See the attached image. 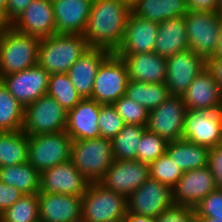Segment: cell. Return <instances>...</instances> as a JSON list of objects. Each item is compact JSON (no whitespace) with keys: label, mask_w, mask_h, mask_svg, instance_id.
Returning a JSON list of instances; mask_svg holds the SVG:
<instances>
[{"label":"cell","mask_w":222,"mask_h":222,"mask_svg":"<svg viewBox=\"0 0 222 222\" xmlns=\"http://www.w3.org/2000/svg\"><path fill=\"white\" fill-rule=\"evenodd\" d=\"M215 189V177L209 166L189 170L183 172L178 183L172 188L173 203L195 207Z\"/></svg>","instance_id":"e0dca14e"},{"label":"cell","mask_w":222,"mask_h":222,"mask_svg":"<svg viewBox=\"0 0 222 222\" xmlns=\"http://www.w3.org/2000/svg\"><path fill=\"white\" fill-rule=\"evenodd\" d=\"M189 11L212 12L220 11L218 0H187Z\"/></svg>","instance_id":"ee69618b"},{"label":"cell","mask_w":222,"mask_h":222,"mask_svg":"<svg viewBox=\"0 0 222 222\" xmlns=\"http://www.w3.org/2000/svg\"><path fill=\"white\" fill-rule=\"evenodd\" d=\"M207 67L213 72L217 84L222 89V57H212L207 61Z\"/></svg>","instance_id":"bcb514c9"},{"label":"cell","mask_w":222,"mask_h":222,"mask_svg":"<svg viewBox=\"0 0 222 222\" xmlns=\"http://www.w3.org/2000/svg\"><path fill=\"white\" fill-rule=\"evenodd\" d=\"M194 212L202 218L222 219V190L215 189L209 193L194 207Z\"/></svg>","instance_id":"ab89813d"},{"label":"cell","mask_w":222,"mask_h":222,"mask_svg":"<svg viewBox=\"0 0 222 222\" xmlns=\"http://www.w3.org/2000/svg\"><path fill=\"white\" fill-rule=\"evenodd\" d=\"M131 12L140 18L157 23L185 16L189 10L187 0H137Z\"/></svg>","instance_id":"4316f807"},{"label":"cell","mask_w":222,"mask_h":222,"mask_svg":"<svg viewBox=\"0 0 222 222\" xmlns=\"http://www.w3.org/2000/svg\"><path fill=\"white\" fill-rule=\"evenodd\" d=\"M23 195L20 190L0 181V214L10 208Z\"/></svg>","instance_id":"7bdbcfd3"},{"label":"cell","mask_w":222,"mask_h":222,"mask_svg":"<svg viewBox=\"0 0 222 222\" xmlns=\"http://www.w3.org/2000/svg\"><path fill=\"white\" fill-rule=\"evenodd\" d=\"M188 222H206L204 218L198 216L195 212L189 218Z\"/></svg>","instance_id":"f907efd6"},{"label":"cell","mask_w":222,"mask_h":222,"mask_svg":"<svg viewBox=\"0 0 222 222\" xmlns=\"http://www.w3.org/2000/svg\"><path fill=\"white\" fill-rule=\"evenodd\" d=\"M125 126L113 104H101L98 127L100 137L112 139Z\"/></svg>","instance_id":"f35d334b"},{"label":"cell","mask_w":222,"mask_h":222,"mask_svg":"<svg viewBox=\"0 0 222 222\" xmlns=\"http://www.w3.org/2000/svg\"><path fill=\"white\" fill-rule=\"evenodd\" d=\"M206 222H222V219L204 218Z\"/></svg>","instance_id":"816d5d0a"},{"label":"cell","mask_w":222,"mask_h":222,"mask_svg":"<svg viewBox=\"0 0 222 222\" xmlns=\"http://www.w3.org/2000/svg\"><path fill=\"white\" fill-rule=\"evenodd\" d=\"M194 213V207L175 205L165 209L155 218L156 222H188Z\"/></svg>","instance_id":"60d3db41"},{"label":"cell","mask_w":222,"mask_h":222,"mask_svg":"<svg viewBox=\"0 0 222 222\" xmlns=\"http://www.w3.org/2000/svg\"><path fill=\"white\" fill-rule=\"evenodd\" d=\"M208 166L215 177L217 189L222 190V143L210 149Z\"/></svg>","instance_id":"b9f144b4"},{"label":"cell","mask_w":222,"mask_h":222,"mask_svg":"<svg viewBox=\"0 0 222 222\" xmlns=\"http://www.w3.org/2000/svg\"><path fill=\"white\" fill-rule=\"evenodd\" d=\"M210 149L184 139L168 142L166 153L182 172L208 166Z\"/></svg>","instance_id":"83f0119b"},{"label":"cell","mask_w":222,"mask_h":222,"mask_svg":"<svg viewBox=\"0 0 222 222\" xmlns=\"http://www.w3.org/2000/svg\"><path fill=\"white\" fill-rule=\"evenodd\" d=\"M128 81L125 62L112 53L101 64L96 74L91 99L100 104H113L125 95Z\"/></svg>","instance_id":"9c48e42d"},{"label":"cell","mask_w":222,"mask_h":222,"mask_svg":"<svg viewBox=\"0 0 222 222\" xmlns=\"http://www.w3.org/2000/svg\"><path fill=\"white\" fill-rule=\"evenodd\" d=\"M8 0H0V7L4 8L6 11V5H7Z\"/></svg>","instance_id":"f5cc1de1"},{"label":"cell","mask_w":222,"mask_h":222,"mask_svg":"<svg viewBox=\"0 0 222 222\" xmlns=\"http://www.w3.org/2000/svg\"><path fill=\"white\" fill-rule=\"evenodd\" d=\"M149 178V164L138 160H114L98 183L127 198Z\"/></svg>","instance_id":"9a60e30c"},{"label":"cell","mask_w":222,"mask_h":222,"mask_svg":"<svg viewBox=\"0 0 222 222\" xmlns=\"http://www.w3.org/2000/svg\"><path fill=\"white\" fill-rule=\"evenodd\" d=\"M101 104L91 98L82 99L68 111L66 132L72 140L99 138Z\"/></svg>","instance_id":"cb8c5ba5"},{"label":"cell","mask_w":222,"mask_h":222,"mask_svg":"<svg viewBox=\"0 0 222 222\" xmlns=\"http://www.w3.org/2000/svg\"><path fill=\"white\" fill-rule=\"evenodd\" d=\"M218 4L220 7H222V0H218Z\"/></svg>","instance_id":"11a10c76"},{"label":"cell","mask_w":222,"mask_h":222,"mask_svg":"<svg viewBox=\"0 0 222 222\" xmlns=\"http://www.w3.org/2000/svg\"><path fill=\"white\" fill-rule=\"evenodd\" d=\"M118 115L124 120L125 124L146 126L149 118V111L136 101L121 96L113 103Z\"/></svg>","instance_id":"8d00e7d4"},{"label":"cell","mask_w":222,"mask_h":222,"mask_svg":"<svg viewBox=\"0 0 222 222\" xmlns=\"http://www.w3.org/2000/svg\"><path fill=\"white\" fill-rule=\"evenodd\" d=\"M125 95L142 105L148 111L159 107L171 95L165 83H145L139 81H128Z\"/></svg>","instance_id":"f546056e"},{"label":"cell","mask_w":222,"mask_h":222,"mask_svg":"<svg viewBox=\"0 0 222 222\" xmlns=\"http://www.w3.org/2000/svg\"><path fill=\"white\" fill-rule=\"evenodd\" d=\"M221 24L220 11H189L185 15L189 49L206 61L216 55Z\"/></svg>","instance_id":"8992f818"},{"label":"cell","mask_w":222,"mask_h":222,"mask_svg":"<svg viewBox=\"0 0 222 222\" xmlns=\"http://www.w3.org/2000/svg\"><path fill=\"white\" fill-rule=\"evenodd\" d=\"M127 214V198L100 183H89L82 197L81 222H117Z\"/></svg>","instance_id":"5b68a950"},{"label":"cell","mask_w":222,"mask_h":222,"mask_svg":"<svg viewBox=\"0 0 222 222\" xmlns=\"http://www.w3.org/2000/svg\"><path fill=\"white\" fill-rule=\"evenodd\" d=\"M39 222H81L82 197L40 192Z\"/></svg>","instance_id":"44dd1931"},{"label":"cell","mask_w":222,"mask_h":222,"mask_svg":"<svg viewBox=\"0 0 222 222\" xmlns=\"http://www.w3.org/2000/svg\"><path fill=\"white\" fill-rule=\"evenodd\" d=\"M146 126L125 124L111 139L114 160H138V145Z\"/></svg>","instance_id":"1f68e13d"},{"label":"cell","mask_w":222,"mask_h":222,"mask_svg":"<svg viewBox=\"0 0 222 222\" xmlns=\"http://www.w3.org/2000/svg\"><path fill=\"white\" fill-rule=\"evenodd\" d=\"M149 174L150 179L166 184L172 189L178 183L183 172L165 153L149 164Z\"/></svg>","instance_id":"d590c367"},{"label":"cell","mask_w":222,"mask_h":222,"mask_svg":"<svg viewBox=\"0 0 222 222\" xmlns=\"http://www.w3.org/2000/svg\"><path fill=\"white\" fill-rule=\"evenodd\" d=\"M186 112L181 96L171 95L159 107L149 111L146 129L167 142L181 140Z\"/></svg>","instance_id":"30bf717a"},{"label":"cell","mask_w":222,"mask_h":222,"mask_svg":"<svg viewBox=\"0 0 222 222\" xmlns=\"http://www.w3.org/2000/svg\"><path fill=\"white\" fill-rule=\"evenodd\" d=\"M12 27V22L8 19L4 8L0 7V36Z\"/></svg>","instance_id":"7dc6e473"},{"label":"cell","mask_w":222,"mask_h":222,"mask_svg":"<svg viewBox=\"0 0 222 222\" xmlns=\"http://www.w3.org/2000/svg\"><path fill=\"white\" fill-rule=\"evenodd\" d=\"M112 53L106 48L91 47L66 73L82 99L92 98L96 74L101 64Z\"/></svg>","instance_id":"7402d4cb"},{"label":"cell","mask_w":222,"mask_h":222,"mask_svg":"<svg viewBox=\"0 0 222 222\" xmlns=\"http://www.w3.org/2000/svg\"><path fill=\"white\" fill-rule=\"evenodd\" d=\"M90 48L83 35L56 33L40 40L37 64L50 75L67 73L71 66Z\"/></svg>","instance_id":"7a4b0ae2"},{"label":"cell","mask_w":222,"mask_h":222,"mask_svg":"<svg viewBox=\"0 0 222 222\" xmlns=\"http://www.w3.org/2000/svg\"><path fill=\"white\" fill-rule=\"evenodd\" d=\"M116 56L125 62L130 80L152 84L165 83L166 57L156 52Z\"/></svg>","instance_id":"d4e9b609"},{"label":"cell","mask_w":222,"mask_h":222,"mask_svg":"<svg viewBox=\"0 0 222 222\" xmlns=\"http://www.w3.org/2000/svg\"><path fill=\"white\" fill-rule=\"evenodd\" d=\"M33 0H8L6 14L8 19L13 22Z\"/></svg>","instance_id":"f6af8a7d"},{"label":"cell","mask_w":222,"mask_h":222,"mask_svg":"<svg viewBox=\"0 0 222 222\" xmlns=\"http://www.w3.org/2000/svg\"><path fill=\"white\" fill-rule=\"evenodd\" d=\"M40 40L13 27L0 36V78L36 66Z\"/></svg>","instance_id":"277c9868"},{"label":"cell","mask_w":222,"mask_h":222,"mask_svg":"<svg viewBox=\"0 0 222 222\" xmlns=\"http://www.w3.org/2000/svg\"><path fill=\"white\" fill-rule=\"evenodd\" d=\"M188 49L185 16L159 23L154 52L167 58Z\"/></svg>","instance_id":"484cf974"},{"label":"cell","mask_w":222,"mask_h":222,"mask_svg":"<svg viewBox=\"0 0 222 222\" xmlns=\"http://www.w3.org/2000/svg\"><path fill=\"white\" fill-rule=\"evenodd\" d=\"M221 130H222V110H221Z\"/></svg>","instance_id":"9f6ffc18"},{"label":"cell","mask_w":222,"mask_h":222,"mask_svg":"<svg viewBox=\"0 0 222 222\" xmlns=\"http://www.w3.org/2000/svg\"><path fill=\"white\" fill-rule=\"evenodd\" d=\"M219 40L218 45L216 49V55L214 57H222V18H221V24L219 29Z\"/></svg>","instance_id":"681fc988"},{"label":"cell","mask_w":222,"mask_h":222,"mask_svg":"<svg viewBox=\"0 0 222 222\" xmlns=\"http://www.w3.org/2000/svg\"><path fill=\"white\" fill-rule=\"evenodd\" d=\"M0 222H39L38 194H24L0 214Z\"/></svg>","instance_id":"e575fe53"},{"label":"cell","mask_w":222,"mask_h":222,"mask_svg":"<svg viewBox=\"0 0 222 222\" xmlns=\"http://www.w3.org/2000/svg\"><path fill=\"white\" fill-rule=\"evenodd\" d=\"M70 160L89 183H98L114 162L111 139L72 140Z\"/></svg>","instance_id":"3957f363"},{"label":"cell","mask_w":222,"mask_h":222,"mask_svg":"<svg viewBox=\"0 0 222 222\" xmlns=\"http://www.w3.org/2000/svg\"><path fill=\"white\" fill-rule=\"evenodd\" d=\"M28 161V136L22 131L0 132V167Z\"/></svg>","instance_id":"4dcf8cb0"},{"label":"cell","mask_w":222,"mask_h":222,"mask_svg":"<svg viewBox=\"0 0 222 222\" xmlns=\"http://www.w3.org/2000/svg\"><path fill=\"white\" fill-rule=\"evenodd\" d=\"M12 27L23 34L40 39L56 34L51 0H33L12 22Z\"/></svg>","instance_id":"ac0fdd59"},{"label":"cell","mask_w":222,"mask_h":222,"mask_svg":"<svg viewBox=\"0 0 222 222\" xmlns=\"http://www.w3.org/2000/svg\"><path fill=\"white\" fill-rule=\"evenodd\" d=\"M89 181L71 160L51 167L40 174V192L83 197Z\"/></svg>","instance_id":"2e32d148"},{"label":"cell","mask_w":222,"mask_h":222,"mask_svg":"<svg viewBox=\"0 0 222 222\" xmlns=\"http://www.w3.org/2000/svg\"><path fill=\"white\" fill-rule=\"evenodd\" d=\"M0 181L23 194L40 193V173L27 161L24 164L0 167Z\"/></svg>","instance_id":"f1b7e54d"},{"label":"cell","mask_w":222,"mask_h":222,"mask_svg":"<svg viewBox=\"0 0 222 222\" xmlns=\"http://www.w3.org/2000/svg\"><path fill=\"white\" fill-rule=\"evenodd\" d=\"M23 120L24 107L0 81V132L22 130Z\"/></svg>","instance_id":"d6a6232c"},{"label":"cell","mask_w":222,"mask_h":222,"mask_svg":"<svg viewBox=\"0 0 222 222\" xmlns=\"http://www.w3.org/2000/svg\"><path fill=\"white\" fill-rule=\"evenodd\" d=\"M122 1L132 6L137 0H122Z\"/></svg>","instance_id":"db71d44e"},{"label":"cell","mask_w":222,"mask_h":222,"mask_svg":"<svg viewBox=\"0 0 222 222\" xmlns=\"http://www.w3.org/2000/svg\"><path fill=\"white\" fill-rule=\"evenodd\" d=\"M47 94L53 97L67 112L82 100L66 73L50 75Z\"/></svg>","instance_id":"836d02e7"},{"label":"cell","mask_w":222,"mask_h":222,"mask_svg":"<svg viewBox=\"0 0 222 222\" xmlns=\"http://www.w3.org/2000/svg\"><path fill=\"white\" fill-rule=\"evenodd\" d=\"M205 67L207 61L191 49L167 57L165 84L170 95L182 96Z\"/></svg>","instance_id":"4fadbf2b"},{"label":"cell","mask_w":222,"mask_h":222,"mask_svg":"<svg viewBox=\"0 0 222 222\" xmlns=\"http://www.w3.org/2000/svg\"><path fill=\"white\" fill-rule=\"evenodd\" d=\"M50 74L38 64L23 71L5 75L0 81L8 92L23 106L47 94Z\"/></svg>","instance_id":"8fae6325"},{"label":"cell","mask_w":222,"mask_h":222,"mask_svg":"<svg viewBox=\"0 0 222 222\" xmlns=\"http://www.w3.org/2000/svg\"><path fill=\"white\" fill-rule=\"evenodd\" d=\"M181 98L187 110H222V89L208 67L197 75Z\"/></svg>","instance_id":"d6986e66"},{"label":"cell","mask_w":222,"mask_h":222,"mask_svg":"<svg viewBox=\"0 0 222 222\" xmlns=\"http://www.w3.org/2000/svg\"><path fill=\"white\" fill-rule=\"evenodd\" d=\"M131 6L122 0H93L83 36L90 47L114 52L121 44Z\"/></svg>","instance_id":"6da1fadb"},{"label":"cell","mask_w":222,"mask_h":222,"mask_svg":"<svg viewBox=\"0 0 222 222\" xmlns=\"http://www.w3.org/2000/svg\"><path fill=\"white\" fill-rule=\"evenodd\" d=\"M93 0H53L56 33L83 35Z\"/></svg>","instance_id":"603a6c76"},{"label":"cell","mask_w":222,"mask_h":222,"mask_svg":"<svg viewBox=\"0 0 222 222\" xmlns=\"http://www.w3.org/2000/svg\"><path fill=\"white\" fill-rule=\"evenodd\" d=\"M182 139L209 149L222 143L221 110H187Z\"/></svg>","instance_id":"5bb4252c"},{"label":"cell","mask_w":222,"mask_h":222,"mask_svg":"<svg viewBox=\"0 0 222 222\" xmlns=\"http://www.w3.org/2000/svg\"><path fill=\"white\" fill-rule=\"evenodd\" d=\"M68 112L48 94L24 107L22 131L27 136L66 130Z\"/></svg>","instance_id":"ba28073f"},{"label":"cell","mask_w":222,"mask_h":222,"mask_svg":"<svg viewBox=\"0 0 222 222\" xmlns=\"http://www.w3.org/2000/svg\"><path fill=\"white\" fill-rule=\"evenodd\" d=\"M71 142L66 131L28 136V162L41 174L70 160Z\"/></svg>","instance_id":"52a82bcc"},{"label":"cell","mask_w":222,"mask_h":222,"mask_svg":"<svg viewBox=\"0 0 222 222\" xmlns=\"http://www.w3.org/2000/svg\"><path fill=\"white\" fill-rule=\"evenodd\" d=\"M167 144L165 139L146 129L138 145V161L152 163L166 153Z\"/></svg>","instance_id":"74e56055"},{"label":"cell","mask_w":222,"mask_h":222,"mask_svg":"<svg viewBox=\"0 0 222 222\" xmlns=\"http://www.w3.org/2000/svg\"><path fill=\"white\" fill-rule=\"evenodd\" d=\"M159 23L135 16L128 18L121 44L113 52L115 55H131L154 52Z\"/></svg>","instance_id":"ffe728a7"},{"label":"cell","mask_w":222,"mask_h":222,"mask_svg":"<svg viewBox=\"0 0 222 222\" xmlns=\"http://www.w3.org/2000/svg\"><path fill=\"white\" fill-rule=\"evenodd\" d=\"M123 222H156L155 218L140 214L127 213Z\"/></svg>","instance_id":"c3c4849f"},{"label":"cell","mask_w":222,"mask_h":222,"mask_svg":"<svg viewBox=\"0 0 222 222\" xmlns=\"http://www.w3.org/2000/svg\"><path fill=\"white\" fill-rule=\"evenodd\" d=\"M173 204L172 189L149 178L127 197V213L157 218Z\"/></svg>","instance_id":"7c38bea8"}]
</instances>
